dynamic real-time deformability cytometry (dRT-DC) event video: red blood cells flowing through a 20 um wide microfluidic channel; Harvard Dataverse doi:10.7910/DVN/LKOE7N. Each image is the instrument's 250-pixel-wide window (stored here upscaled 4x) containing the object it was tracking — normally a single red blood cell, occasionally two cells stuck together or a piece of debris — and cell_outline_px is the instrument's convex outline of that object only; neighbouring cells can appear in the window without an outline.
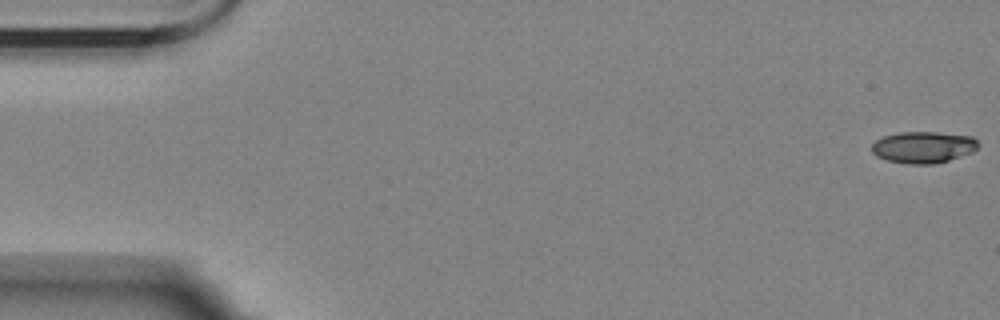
{"species": "Egyptian fruit bat (a non-hibernating species)", "species_latin": "Rousettus aegyptiacus", "temperature_condition": "room temperature", "stored_images_in_passage": 7, "camera_frame_rate_fps": 3000, "um_per_image_px": 0.085, "animal": {"sex": "female"}, "frame": {"image": 1, "passage_image": 1, "time_ms": 0.0, "image_size_px": [1000, 320], "cell_outline_px": [[980, 144], [972, 152], [948, 160], [932, 164], [908, 164], [888, 160], [876, 156], [872, 152], [872, 144], [876, 140], [884, 136], [900, 132], [936, 132], [972, 136]], "centroid_in_image_um": [78.47, 12.51], "position_along_channel_um": 6.5, "area_um2": 19.48}}
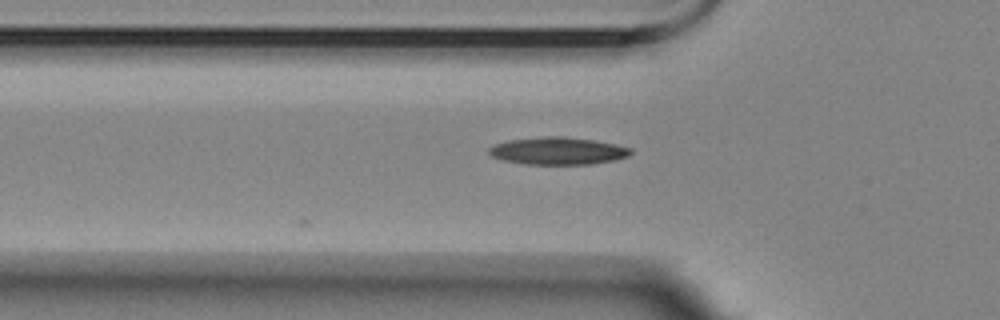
{"frame": {"image": 2, "passage_image": 6, "time_ms": 6.0, "image_size_px": [1000, 320], "cell_outline_px": [[632, 152], [628, 156], [612, 160], [592, 164], [528, 164], [504, 160], [492, 156], [488, 152], [488, 148], [496, 144], [508, 140], [544, 136], [564, 136], [596, 140], [616, 144], [632, 148]], "centroid_in_image_um": [47.44, 12.81], "position_along_channel_um": 78.4, "area_um2": 22.6}}
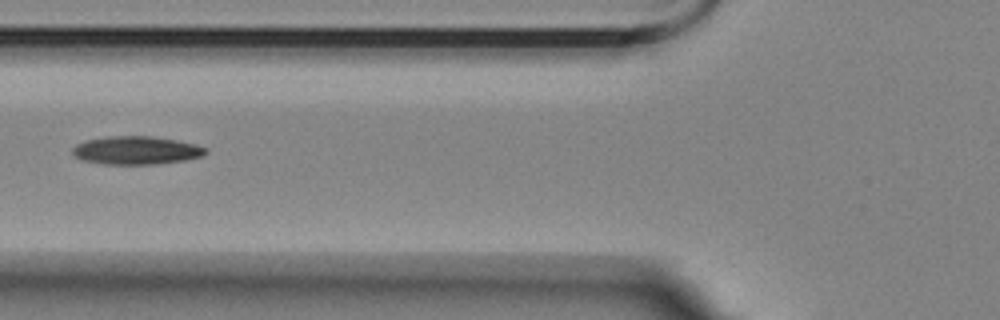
{"frame": {"image": 3, "passage_image": 7, "time_ms": 7.0, "image_size_px": [1000, 320], "cell_outline_px": [[208, 152], [200, 156], [184, 160], [156, 164], [104, 164], [80, 160], [72, 152], [72, 148], [76, 144], [88, 140], [112, 136], [152, 136], [176, 140], [196, 144], [208, 148]], "centroid_in_image_um": [11.59, 12.78], "position_along_channel_um": 114.2, "area_um2": 21.79}}